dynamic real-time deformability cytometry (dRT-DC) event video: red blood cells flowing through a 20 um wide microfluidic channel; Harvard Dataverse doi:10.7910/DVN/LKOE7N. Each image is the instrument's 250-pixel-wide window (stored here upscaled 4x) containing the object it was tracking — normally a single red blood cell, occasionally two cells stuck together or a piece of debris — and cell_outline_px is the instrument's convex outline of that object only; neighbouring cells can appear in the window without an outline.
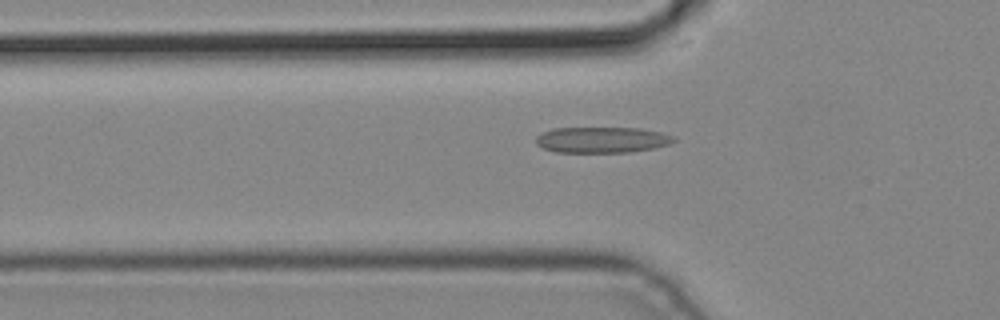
{"species": "common noctule bat (a hibernating species)", "species_latin": "Nyctalus noctula", "temperature_condition": "cold", "stored_images_in_passage": 2, "camera_frame_rate_fps": 3000, "um_per_image_px": 0.085, "animal": {"sex": "male", "body_mass_g": 19.2, "forearm_length_mm": 51.8}, "frame": {"image": 1, "passage_image": 2, "time_ms": 0.333, "image_size_px": [1000, 320], "cell_outline_px": [[676, 140], [668, 144], [652, 148], [628, 152], [556, 152], [544, 148], [536, 144], [536, 136], [552, 128], [640, 128], [660, 132], [676, 136]], "centroid_in_image_um": [51.17, 11.88], "position_along_channel_um": 74.6, "area_um2": 20.69}}